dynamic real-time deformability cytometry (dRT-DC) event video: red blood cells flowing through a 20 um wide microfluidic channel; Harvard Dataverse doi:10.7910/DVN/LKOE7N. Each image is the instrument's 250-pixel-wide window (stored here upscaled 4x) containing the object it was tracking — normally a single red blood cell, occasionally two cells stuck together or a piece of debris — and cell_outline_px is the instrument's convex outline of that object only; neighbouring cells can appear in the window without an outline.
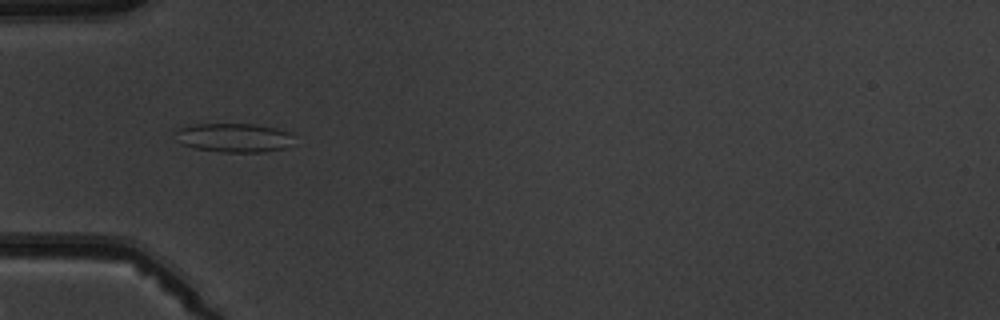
{"species": "common noctule bat (a hibernating species)", "species_latin": "Nyctalus noctula", "temperature_condition": "warm", "stored_images_in_passage": 9, "camera_frame_rate_fps": 3000, "um_per_image_px": 0.085, "animal": {"sex": "male", "body_mass_g": 19.5, "forearm_length_mm": 54.6}, "frame": {"image": 1, "passage_image": 6, "time_ms": 5.667, "image_size_px": [1000, 320], "cell_outline_px": [[292, 136], [284, 148], [264, 152], [220, 152], [196, 148], [184, 144], [172, 132], [180, 128], [196, 124], [252, 124], [276, 128], [288, 132]], "centroid_in_image_um": [19.84, 11.7], "position_along_channel_um": 65.2, "area_um2": 19.59}}
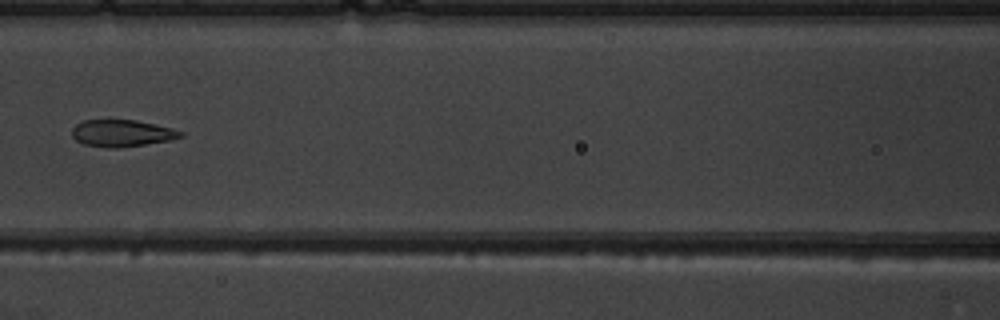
{"frame": {"image": 2, "passage_image": 8, "time_ms": 8.0, "image_size_px": [1000, 320], "cell_outline_px": [[184, 136], [172, 140], [120, 148], [112, 148], [84, 144], [76, 140], [72, 136], [72, 128], [76, 124], [84, 120], [136, 120], [172, 128], [184, 132]], "centroid_in_image_um": [10.39, 11.32], "position_along_channel_um": 156.2, "area_um2": 17.05}}
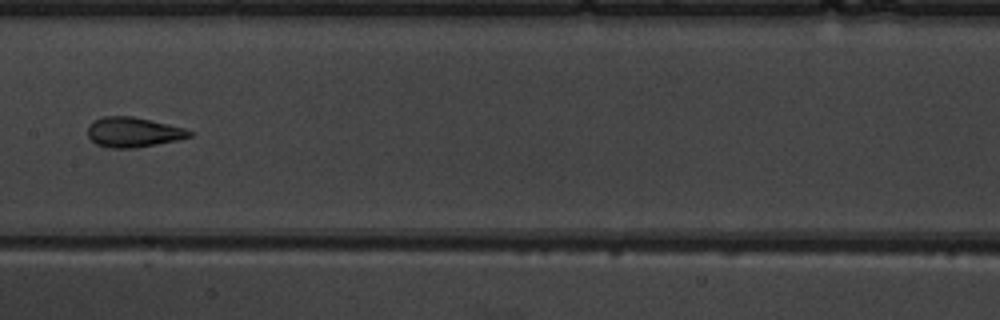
{"frame": {"image": 3, "passage_image": 9, "time_ms": 9.0, "image_size_px": [1000, 320], "cell_outline_px": [[192, 136], [176, 140], [136, 148], [108, 148], [96, 144], [88, 136], [88, 124], [92, 120], [104, 116], [132, 116], [152, 120], [184, 128], [192, 132]], "centroid_in_image_um": [11.28, 11.23], "position_along_channel_um": 196.1, "area_um2": 17.8}}